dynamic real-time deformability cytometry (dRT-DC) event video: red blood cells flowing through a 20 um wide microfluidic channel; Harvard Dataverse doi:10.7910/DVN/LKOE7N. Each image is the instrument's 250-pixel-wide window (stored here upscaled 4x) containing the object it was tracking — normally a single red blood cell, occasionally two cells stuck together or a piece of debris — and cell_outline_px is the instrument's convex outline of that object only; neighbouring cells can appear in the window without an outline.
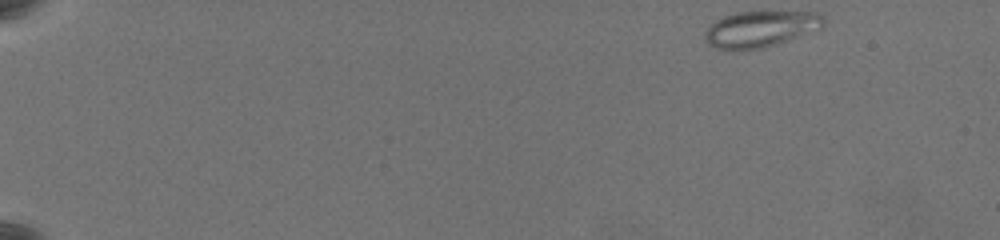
{"species": "common noctule bat (a hibernating species)", "species_latin": "Nyctalus noctula", "temperature_condition": "warm", "stored_images_in_passage": 57, "camera_frame_rate_fps": 3000, "um_per_image_px": 0.085, "animal": {"sex": "female", "body_mass_g": 19.5, "forearm_length_mm": 54.1}, "frame": {"image": 1, "passage_image": 1, "time_ms": 0.0, "image_size_px": [1000, 240], "cell_outline_px": [[824, 24], [820, 28], [776, 44], [764, 48], [736, 52], [724, 52], [708, 44], [704, 40], [704, 32], [716, 20], [724, 16], [736, 12], [820, 12], [824, 16]], "centroid_in_image_um": [64.57, 2.5], "position_along_channel_um": 20.4, "area_um2": 25.37}}
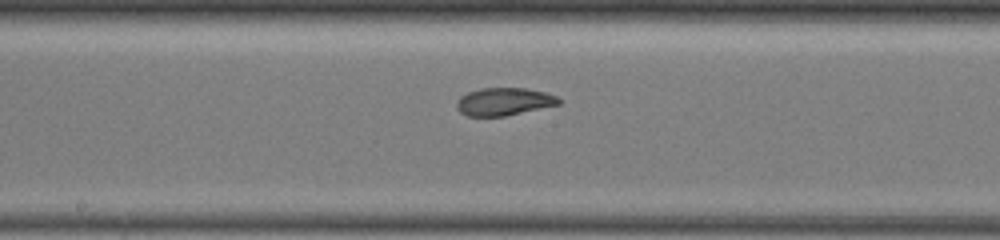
{"frame": {"image": 2, "passage_image": 31, "time_ms": 10.0, "image_size_px": [1000, 240], "cell_outline_px": [[560, 104], [504, 116], [468, 116], [460, 112], [456, 108], [456, 100], [460, 96], [468, 92], [480, 88], [524, 88], [544, 92], [556, 96], [560, 100]], "centroid_in_image_um": [42.79, 8.63], "position_along_channel_um": 205.4, "area_um2": 16.42}}
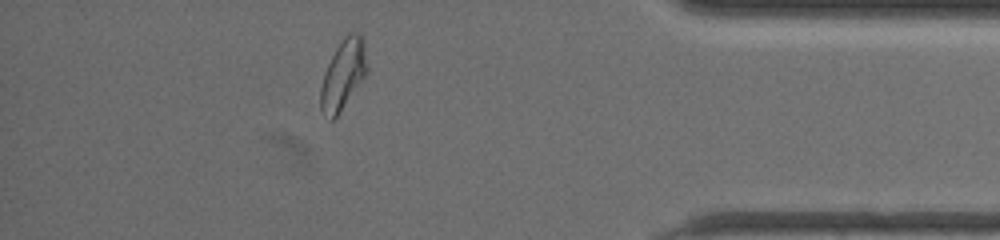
{"frame": {"image": 3, "passage_image": 51, "time_ms": 16.667, "image_size_px": [1000, 240], "cell_outline_px": [[368, 72], [336, 116], [332, 120], [328, 120], [320, 108], [320, 88], [324, 72], [336, 48], [344, 36], [348, 32], [356, 32], [364, 40], [368, 68]], "centroid_in_image_um": [29.17, 6.32], "position_along_channel_um": 406.0, "area_um2": 18.79}, "authors_computed_cell_mechanics": {"area_um2": 18.5538, "velocity_mm_per_s": 3.4316, "shape_relaxation_time_tau1_ms": 9.0804, "shape_relaxation_time_tau2_ms": 1.6767, "deformation_change_tau1": 0.2184, "deformation_change_tau2": 0.0628}}